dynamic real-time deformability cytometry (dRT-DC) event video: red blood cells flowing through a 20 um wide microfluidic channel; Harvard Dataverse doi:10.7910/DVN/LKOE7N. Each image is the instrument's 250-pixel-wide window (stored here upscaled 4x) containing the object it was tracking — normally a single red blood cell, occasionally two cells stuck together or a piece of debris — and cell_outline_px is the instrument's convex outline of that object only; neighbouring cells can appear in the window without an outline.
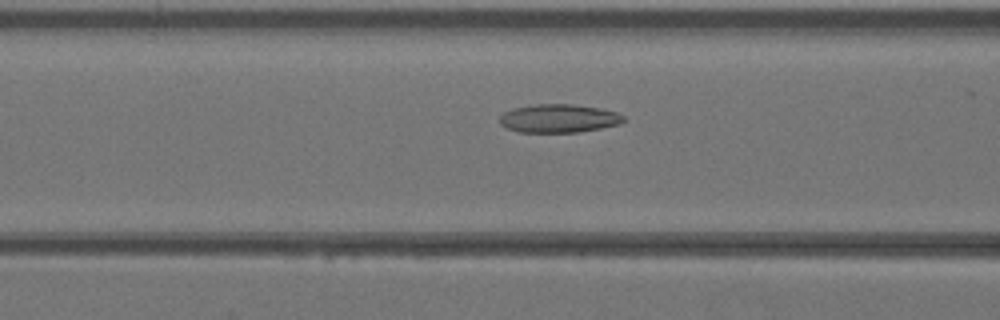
{"species": "Egyptian fruit bat (a non-hibernating species)", "species_latin": "Rousettus aegyptiacus", "temperature_condition": "warm", "stored_images_in_passage": 36, "camera_frame_rate_fps": 3000, "um_per_image_px": 0.085, "animal": {"sex": "female"}, "frame": {"image": 1, "passage_image": 11, "time_ms": 3.333, "image_size_px": [1000, 320], "cell_outline_px": [[624, 120], [620, 124], [580, 132], [516, 132], [504, 128], [500, 124], [500, 116], [504, 112], [512, 108], [536, 104], [572, 104], [600, 108], [616, 112], [624, 116]], "centroid_in_image_um": [47.46, 10.07], "position_along_channel_um": 119.1, "area_um2": 20.63}}
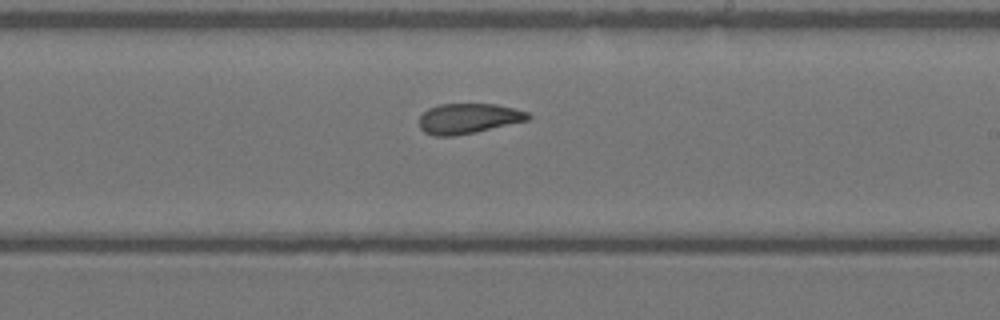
{"frame": {"image": 2, "passage_image": 19, "time_ms": 6.0, "image_size_px": [1000, 320], "cell_outline_px": [[532, 116], [528, 120], [476, 132], [456, 136], [432, 136], [424, 132], [420, 128], [420, 116], [428, 108], [440, 104], [496, 104], [528, 112]], "centroid_in_image_um": [39.79, 10.08], "position_along_channel_um": 249.2, "area_um2": 19.19}}
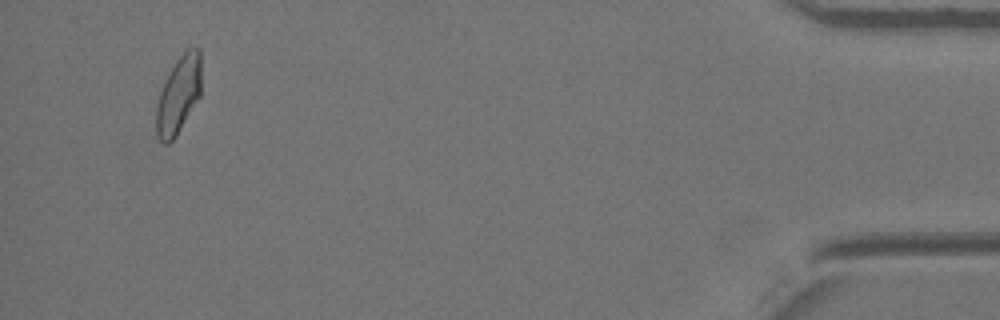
{"frame": {"image": 3, "passage_image": 34, "time_ms": 11.0, "image_size_px": [1000, 320], "cell_outline_px": [[200, 96], [176, 136], [168, 144], [164, 144], [160, 140], [156, 132], [156, 104], [164, 80], [176, 60], [188, 48], [200, 48]], "centroid_in_image_um": [15.16, 8.08], "position_along_channel_um": 420.0, "area_um2": 20.17}}